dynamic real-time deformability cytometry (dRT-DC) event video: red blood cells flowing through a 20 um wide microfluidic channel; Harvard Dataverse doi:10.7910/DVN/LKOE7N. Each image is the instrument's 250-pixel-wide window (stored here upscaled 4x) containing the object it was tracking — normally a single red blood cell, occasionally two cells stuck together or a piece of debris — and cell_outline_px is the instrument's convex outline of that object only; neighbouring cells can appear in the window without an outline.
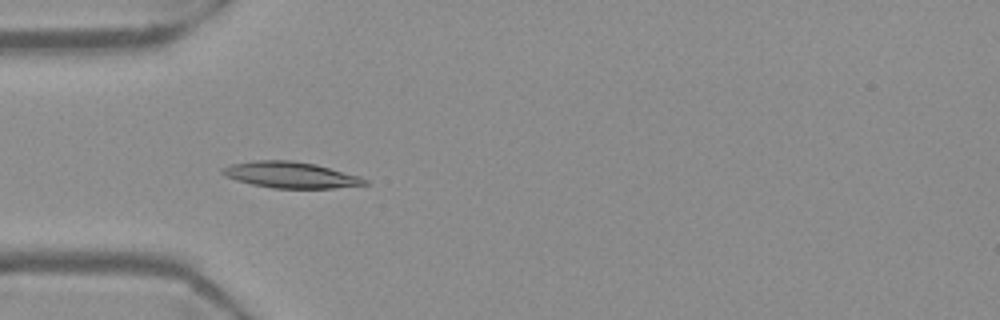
{"species": "Egyptian fruit bat (a non-hibernating species)", "species_latin": "Rousettus aegyptiacus", "temperature_condition": "warm", "stored_images_in_passage": 49, "camera_frame_rate_fps": 3000, "um_per_image_px": 0.085, "frame": {"image": 1, "passage_image": 12, "time_ms": 3.667, "image_size_px": [1000, 320], "cell_outline_px": [[348, 184], [320, 188], [288, 188], [264, 184], [248, 180], [252, 164], [308, 164], [324, 168], [336, 172], [344, 176]], "centroid_in_image_um": [25.12, 14.96], "position_along_channel_um": 59.9, "area_um2": 13.87}}
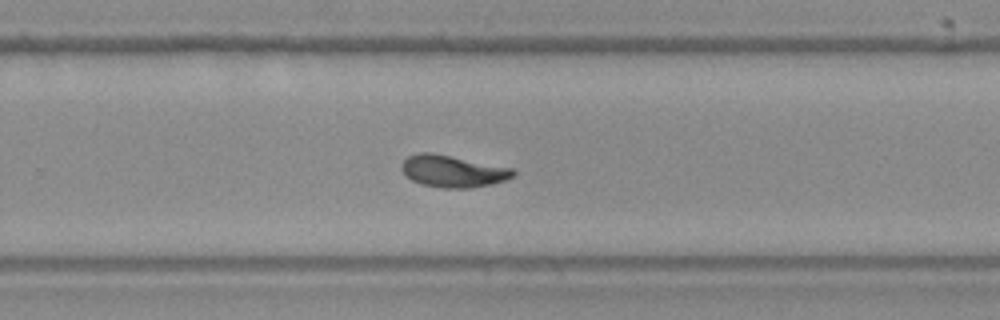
{"frame": {"image": 2, "passage_image": 31, "time_ms": 10.0, "image_size_px": [1000, 320], "cell_outline_px": [[512, 172], [508, 176], [496, 180], [476, 184], [432, 184], [420, 180], [412, 176], [404, 168], [404, 164], [408, 160], [416, 156], [440, 156]], "centroid_in_image_um": [38.35, 14.54], "position_along_channel_um": 291.4, "area_um2": 15.09}}
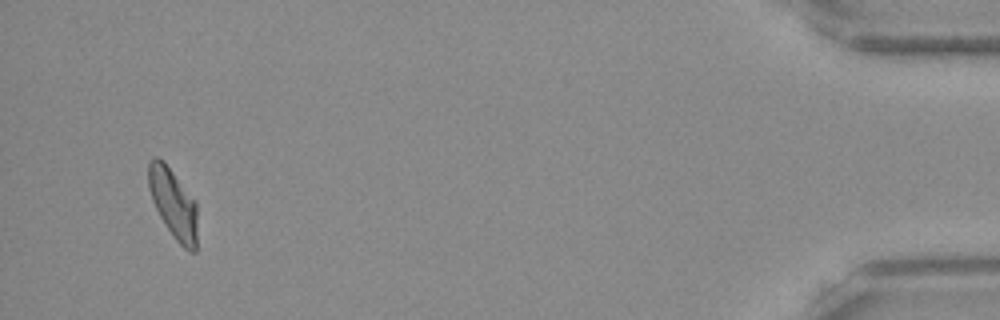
{"frame": {"image": 3, "passage_image": 48, "time_ms": 15.667, "image_size_px": [1000, 320], "cell_outline_px": [[192, 240], [164, 216], [160, 212], [156, 204], [152, 192], [152, 184], [160, 160], [168, 168], [192, 204]], "centroid_in_image_um": [14.65, 17.0], "position_along_channel_um": 420.6, "area_um2": 12.37}}